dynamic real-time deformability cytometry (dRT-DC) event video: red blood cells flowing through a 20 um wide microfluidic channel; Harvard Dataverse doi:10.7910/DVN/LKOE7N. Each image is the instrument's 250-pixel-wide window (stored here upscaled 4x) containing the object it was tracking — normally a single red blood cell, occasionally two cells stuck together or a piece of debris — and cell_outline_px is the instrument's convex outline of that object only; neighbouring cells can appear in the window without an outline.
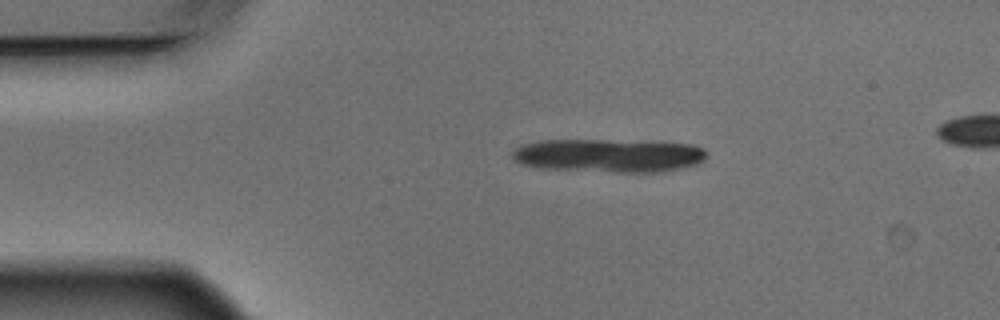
{"species": "Egyptian fruit bat (a non-hibernating species)", "species_latin": "Rousettus aegyptiacus", "temperature_condition": "warm", "stored_images_in_passage": 5, "segment_of_instrument_passage": [1, 2], "camera_frame_rate_fps": 3000, "um_per_image_px": 0.085, "animal": {"sex": "male"}, "frame": {"image": 1, "passage_image": 2, "time_ms": 0.333, "image_size_px": [1000, 320], "cell_outline_px": [[708, 152], [704, 160], [696, 164], [684, 168], [660, 172], [616, 172], [536, 168], [520, 164], [512, 160], [512, 152], [520, 144], [544, 140], [660, 140], [692, 144], [704, 148]], "centroid_in_image_um": [51.79, 13.2], "position_along_channel_um": 33.2, "area_um2": 38.9}}